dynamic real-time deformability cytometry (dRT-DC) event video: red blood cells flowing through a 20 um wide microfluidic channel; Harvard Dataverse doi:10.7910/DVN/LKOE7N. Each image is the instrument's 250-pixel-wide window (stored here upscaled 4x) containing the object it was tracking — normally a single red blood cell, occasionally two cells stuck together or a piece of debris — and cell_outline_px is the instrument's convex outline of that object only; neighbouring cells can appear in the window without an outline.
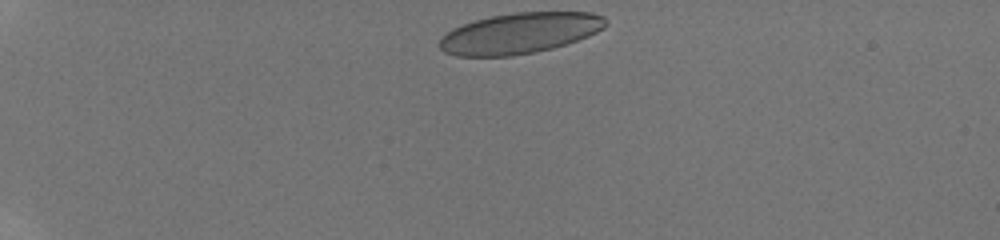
{"species": "human", "species_latin": "Homo sapiens", "temperature_condition": "room temperature", "stored_images_in_passage": 14, "camera_frame_rate_fps": 3000, "um_per_image_px": 0.085, "donor": {"sex": "male"}, "frame": {"image": 1, "passage_image": 1, "time_ms": 0.0, "image_size_px": [1000, 240], "cell_outline_px": [[608, 24], [604, 28], [588, 36], [552, 48], [512, 56], [456, 56], [444, 52], [440, 48], [440, 40], [452, 28], [476, 20], [492, 16], [512, 12], [592, 12], [604, 16], [608, 20]], "centroid_in_image_um": [44.21, 2.81], "position_along_channel_um": 40.8, "area_um2": 39.3}}
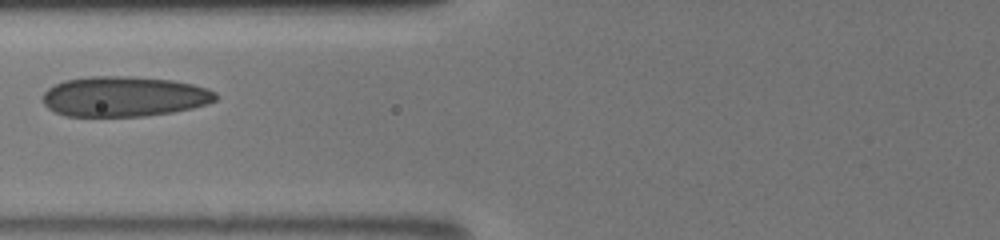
{"frame": {"image": 2, "passage_image": 5, "time_ms": 3.667, "image_size_px": [1000, 240], "cell_outline_px": [[220, 96], [216, 100], [208, 104], [192, 108], [172, 112], [144, 116], [68, 116], [56, 112], [48, 108], [44, 104], [44, 92], [48, 88], [64, 80], [88, 76], [128, 76], [172, 80], [192, 84], [208, 88], [216, 92]], "centroid_in_image_um": [10.59, 8.2], "position_along_channel_um": 115.2, "area_um2": 40.63}}
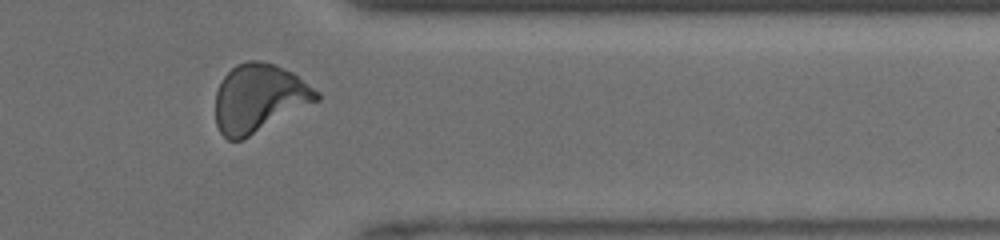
{"frame": {"image": 3, "passage_image": 12, "time_ms": 10.333, "image_size_px": [1000, 240], "cell_outline_px": [[320, 100], [244, 140], [228, 140], [220, 132], [216, 124], [216, 92], [224, 76], [236, 64], [248, 60], [260, 60], [276, 64], [292, 72], [320, 92]], "centroid_in_image_um": [22.04, 8.35], "position_along_channel_um": 389.4, "area_um2": 40.52}, "authors_computed_cell_mechanics": {"area_um2": 39.8242, "velocity_mm_per_s": 4.1621, "shape_relaxation_time_tau1_ms": 4.5534, "shape_relaxation_time_tau2_ms": 0.5592, "deformation_change_tau1": 0.1421, "deformation_change_tau2": 0.0425}}